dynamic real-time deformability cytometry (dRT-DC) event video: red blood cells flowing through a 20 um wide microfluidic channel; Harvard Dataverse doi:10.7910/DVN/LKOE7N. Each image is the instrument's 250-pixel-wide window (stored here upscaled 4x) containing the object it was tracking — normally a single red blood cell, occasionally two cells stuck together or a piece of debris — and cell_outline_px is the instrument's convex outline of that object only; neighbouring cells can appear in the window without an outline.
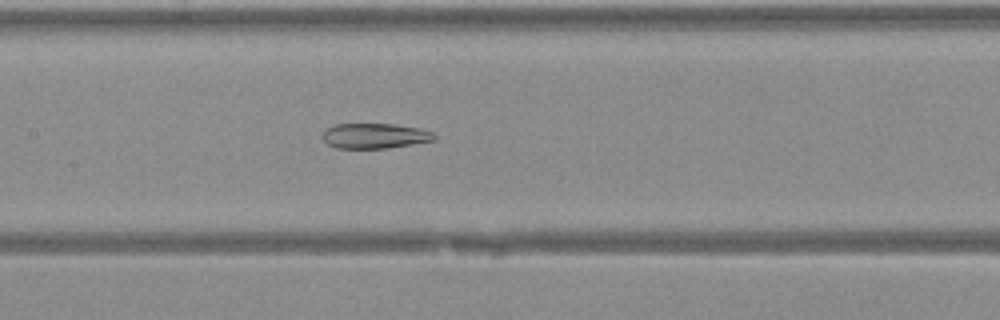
{"species": "Egyptian fruit bat (a non-hibernating species)", "species_latin": "Rousettus aegyptiacus", "temperature_condition": "warm", "stored_images_in_passage": 42, "camera_frame_rate_fps": 3000, "um_per_image_px": 0.085, "animal": {"sex": "female"}, "frame": {"image": 1, "passage_image": 21, "time_ms": 6.667, "image_size_px": [1000, 320], "cell_outline_px": [[436, 140], [388, 148], [336, 148], [328, 144], [324, 140], [324, 132], [328, 128], [336, 124], [396, 124], [420, 128], [432, 132], [436, 136]], "centroid_in_image_um": [31.9, 11.55], "position_along_channel_um": 175.5, "area_um2": 16.3}}
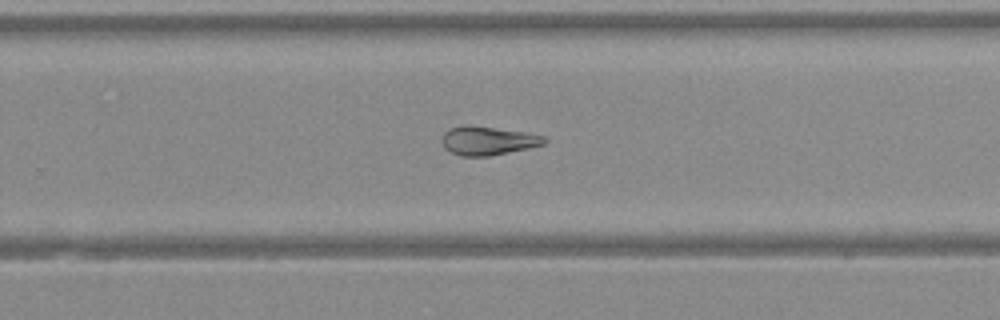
{"frame": {"image": 2, "passage_image": 28, "time_ms": 9.0, "image_size_px": [1000, 320], "cell_outline_px": [[548, 140], [544, 144], [528, 148], [488, 156], [460, 156], [444, 148], [440, 140], [444, 132], [448, 128], [464, 124], [472, 124], [524, 132], [548, 136]], "centroid_in_image_um": [41.44, 11.93], "position_along_channel_um": 288.4, "area_um2": 17.46}}
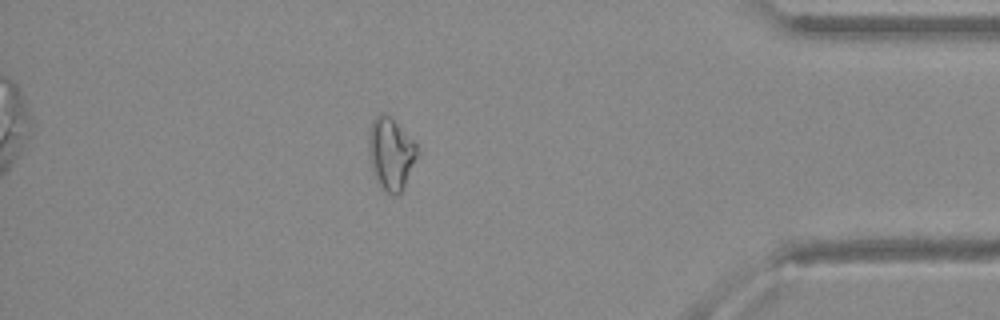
{"frame": {"image": 3, "passage_image": 37, "time_ms": 12.0, "image_size_px": [1000, 320], "cell_outline_px": [[420, 152], [400, 192], [396, 196], [392, 196], [376, 180], [368, 152], [368, 136], [372, 120], [376, 116], [388, 116], [416, 144]], "centroid_in_image_um": [33.22, 13.09], "position_along_channel_um": 402.0, "area_um2": 19.71}}